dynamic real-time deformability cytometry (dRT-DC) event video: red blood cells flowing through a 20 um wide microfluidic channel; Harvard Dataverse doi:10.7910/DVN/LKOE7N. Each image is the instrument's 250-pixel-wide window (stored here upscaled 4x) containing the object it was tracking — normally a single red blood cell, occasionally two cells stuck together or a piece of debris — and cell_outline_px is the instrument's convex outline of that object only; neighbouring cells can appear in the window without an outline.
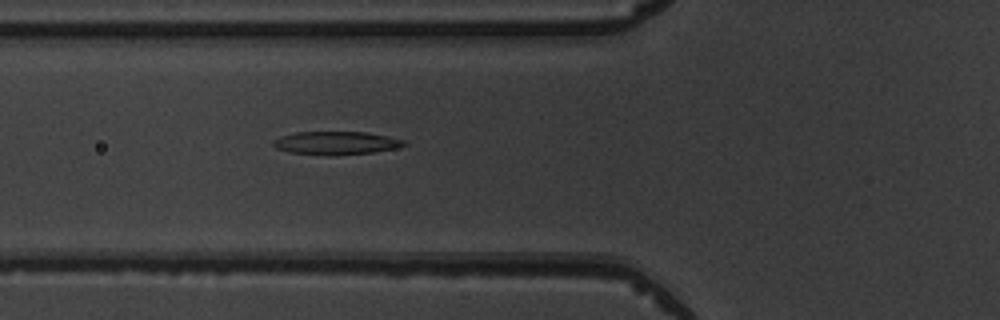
{"species": "common noctule bat (a hibernating species)", "species_latin": "Nyctalus noctula", "temperature_condition": "warm", "stored_images_in_passage": 3, "camera_frame_rate_fps": 3000, "um_per_image_px": 0.085, "animal": {"sex": "male", "body_mass_g": 19.5, "forearm_length_mm": 54.6}, "frame": {"image": 1, "passage_image": 3, "time_ms": 2.333, "image_size_px": [1000, 320], "cell_outline_px": [[408, 144], [396, 148], [372, 152], [336, 156], [324, 156], [288, 152], [276, 148], [272, 144], [272, 140], [280, 136], [296, 132], [368, 132], [388, 136], [404, 140]], "centroid_in_image_um": [28.54, 12.16], "position_along_channel_um": 97.3, "area_um2": 17.98}}